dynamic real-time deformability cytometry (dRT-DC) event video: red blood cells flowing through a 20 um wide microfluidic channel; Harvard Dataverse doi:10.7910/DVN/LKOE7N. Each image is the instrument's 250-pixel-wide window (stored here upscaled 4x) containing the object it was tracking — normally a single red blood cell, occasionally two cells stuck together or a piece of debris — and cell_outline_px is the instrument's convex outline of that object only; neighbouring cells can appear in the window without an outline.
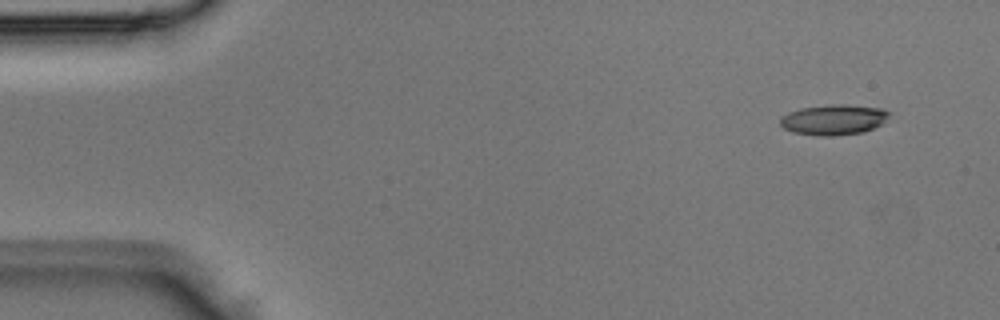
{"species": "Egyptian fruit bat (a non-hibernating species)", "species_latin": "Rousettus aegyptiacus", "temperature_condition": "room temperature", "stored_images_in_passage": 4, "camera_frame_rate_fps": 3000, "um_per_image_px": 0.085, "animal": {"sex": "male"}, "frame": {"image": 1, "passage_image": 1, "time_ms": 0.0, "image_size_px": [1000, 320], "cell_outline_px": [[892, 112], [880, 124], [864, 132], [832, 136], [816, 136], [792, 132], [784, 128], [780, 124], [780, 116], [788, 112], [800, 108], [832, 104], [840, 104], [884, 108]], "centroid_in_image_um": [70.83, 10.17], "position_along_channel_um": 14.2, "area_um2": 19.42}}